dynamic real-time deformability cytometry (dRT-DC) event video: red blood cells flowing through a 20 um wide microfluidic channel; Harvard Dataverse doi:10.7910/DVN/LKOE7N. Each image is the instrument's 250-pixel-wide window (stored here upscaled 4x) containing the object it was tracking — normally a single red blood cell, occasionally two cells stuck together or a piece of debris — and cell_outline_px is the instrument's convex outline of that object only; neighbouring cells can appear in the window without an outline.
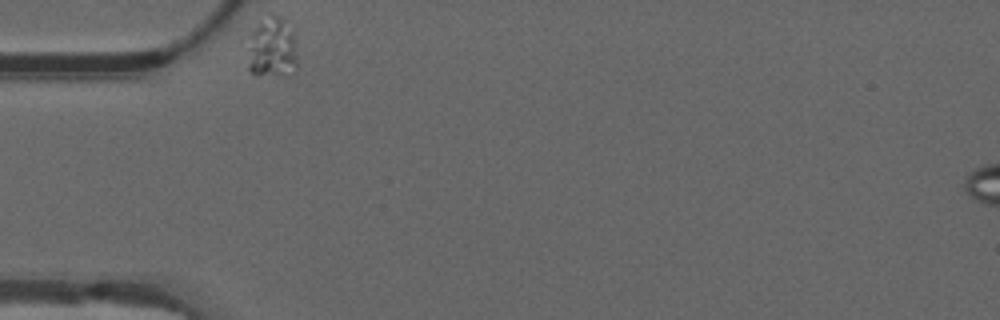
{"species": "common noctule bat (a hibernating species)", "species_latin": "Nyctalus noctula", "temperature_condition": "warm", "stored_images_in_passage": 37, "camera_frame_rate_fps": 3000, "um_per_image_px": 0.085, "animal": {"sex": "male", "forearm_length_mm": 52.5}, "frame": {"image": 1, "passage_image": 1, "time_ms": 0.0, "image_size_px": [1000, 320], "cell_outline_px": [[296, 72], [256, 76], [248, 68], [248, 32], [256, 20], [264, 12], [272, 12], [284, 16], [292, 20], [296, 28]], "centroid_in_image_um": [23.14, 3.86], "position_along_channel_um": 61.9, "area_um2": 19.48}}
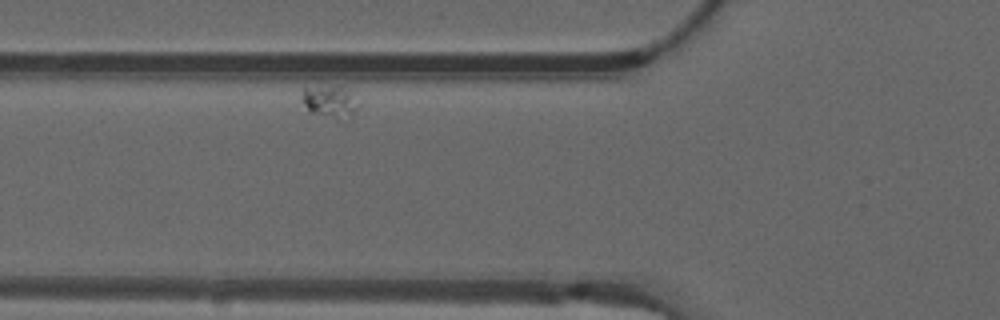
{"frame": {"image": 2, "passage_image": 6, "time_ms": 1.667, "image_size_px": [1000, 320], "cell_outline_px": [[360, 104], [344, 124], [308, 112], [300, 100], [300, 96], [304, 88], [340, 84]], "centroid_in_image_um": [28.01, 8.7], "position_along_channel_um": 97.8, "area_um2": 11.39}}